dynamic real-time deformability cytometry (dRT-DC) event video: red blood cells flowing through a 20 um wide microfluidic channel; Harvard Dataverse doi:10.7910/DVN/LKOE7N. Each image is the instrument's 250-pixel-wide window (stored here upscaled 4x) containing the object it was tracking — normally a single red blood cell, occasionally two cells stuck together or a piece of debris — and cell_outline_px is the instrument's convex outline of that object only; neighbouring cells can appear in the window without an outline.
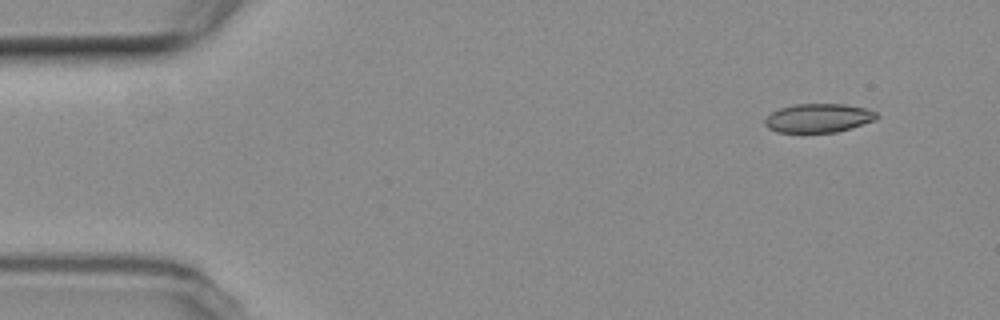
{"species": "common noctule bat (a hibernating species)", "species_latin": "Nyctalus noctula", "temperature_condition": "room temperature", "stored_images_in_passage": 5, "segment_of_instrument_passage": [1, 2], "camera_frame_rate_fps": 3000, "um_per_image_px": 0.085, "animal": {"sex": "female", "body_mass_g": 19.3, "forearm_length_mm": 54.1}, "frame": {"image": 1, "passage_image": 1, "time_ms": 0.0, "image_size_px": [1000, 320], "cell_outline_px": [[876, 120], [836, 132], [776, 132], [768, 128], [764, 124], [764, 120], [772, 112], [780, 108], [796, 104], [844, 104], [864, 108], [876, 112]], "centroid_in_image_um": [69.53, 10.03], "position_along_channel_um": 15.5, "area_um2": 18.55}}
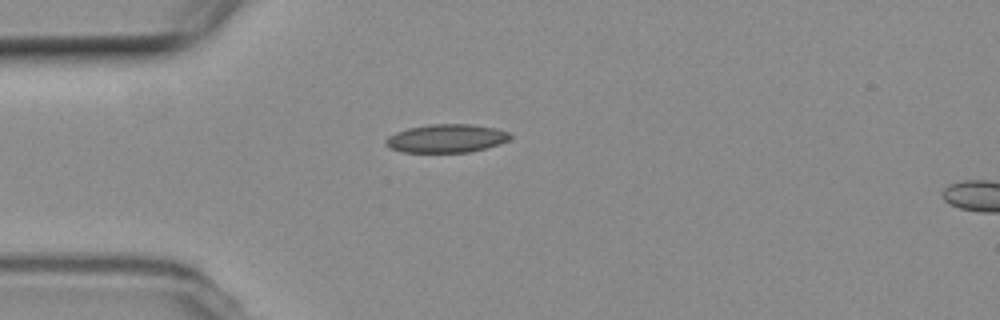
{"frame": {"image": 2, "passage_image": 4, "time_ms": 3.333, "image_size_px": [1000, 320], "cell_outline_px": [[512, 136], [508, 140], [500, 144], [468, 152], [400, 152], [384, 144], [384, 140], [388, 136], [396, 132], [408, 128], [428, 124], [472, 124], [496, 128], [508, 132]], "centroid_in_image_um": [37.93, 11.76], "position_along_channel_um": 47.1, "area_um2": 20.58}}